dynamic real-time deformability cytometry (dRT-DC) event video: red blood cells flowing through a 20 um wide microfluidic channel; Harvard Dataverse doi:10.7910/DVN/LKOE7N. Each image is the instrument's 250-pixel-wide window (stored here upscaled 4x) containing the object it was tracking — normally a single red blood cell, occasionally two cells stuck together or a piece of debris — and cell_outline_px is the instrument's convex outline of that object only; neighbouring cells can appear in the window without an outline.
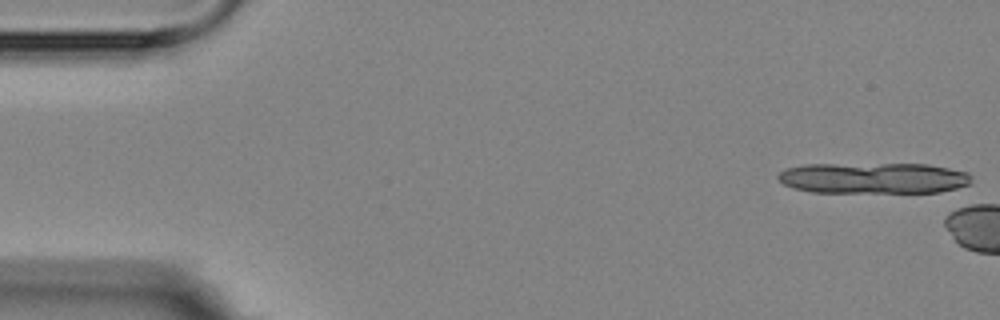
{"species": "Egyptian fruit bat (a non-hibernating species)", "species_latin": "Rousettus aegyptiacus", "temperature_condition": "room temperature", "stored_images_in_passage": 3, "camera_frame_rate_fps": 3000, "um_per_image_px": 0.085, "animal": {"sex": "female"}, "frame": {"image": 1, "passage_image": 1, "time_ms": 0.0, "image_size_px": [1000, 320], "cell_outline_px": [[972, 184], [940, 192], [812, 192], [792, 188], [784, 184], [776, 176], [780, 172], [788, 168], [804, 164], [928, 164], [968, 172], [972, 176]], "centroid_in_image_um": [74.27, 15.13], "position_along_channel_um": 10.7, "area_um2": 35.08}}